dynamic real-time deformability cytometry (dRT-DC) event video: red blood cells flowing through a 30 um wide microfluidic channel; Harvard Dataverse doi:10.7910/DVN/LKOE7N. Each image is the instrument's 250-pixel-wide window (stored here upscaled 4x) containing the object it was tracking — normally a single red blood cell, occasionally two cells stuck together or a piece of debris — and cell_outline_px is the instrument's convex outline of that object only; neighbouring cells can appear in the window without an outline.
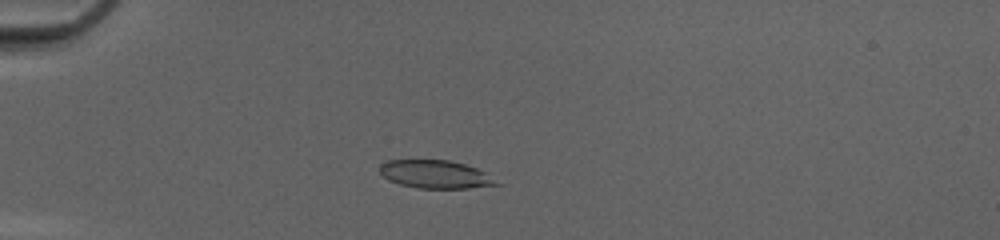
{"species": "common noctule bat (a hibernating species)", "species_latin": "Nyctalus noctula", "temperature_condition": "cold", "stored_images_in_passage": 47, "camera_frame_rate_fps": 3000, "um_per_image_px": 0.085, "animal": {"sex": "female", "body_mass_g": 20.0, "forearm_length_mm": 54.0}, "frame": {"image": 1, "passage_image": 12, "time_ms": 3.667, "image_size_px": [1000, 240], "cell_outline_px": [[504, 184], [468, 188], [416, 188], [400, 184], [388, 180], [380, 172], [380, 164], [388, 160], [448, 160], [464, 164], [476, 168], [484, 172]], "centroid_in_image_um": [37.02, 14.82], "position_along_channel_um": 48.0, "area_um2": 19.07}}
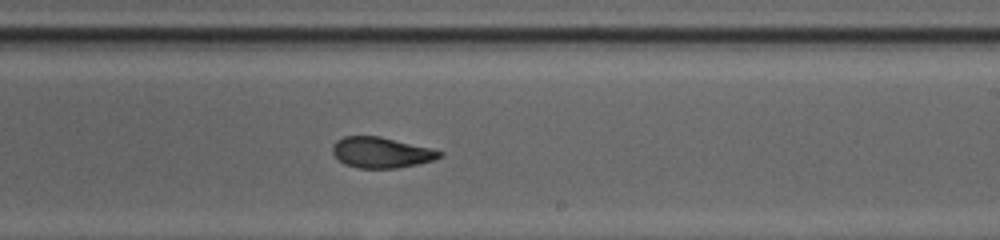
{"frame": {"image": 2, "passage_image": 29, "time_ms": 9.333, "image_size_px": [1000, 240], "cell_outline_px": [[444, 156], [432, 160], [416, 164], [396, 168], [356, 168], [344, 164], [332, 152], [332, 144], [336, 140], [344, 136], [380, 136], [432, 148], [444, 152]], "centroid_in_image_um": [32.41, 12.95], "position_along_channel_um": 256.6, "area_um2": 19.25}}
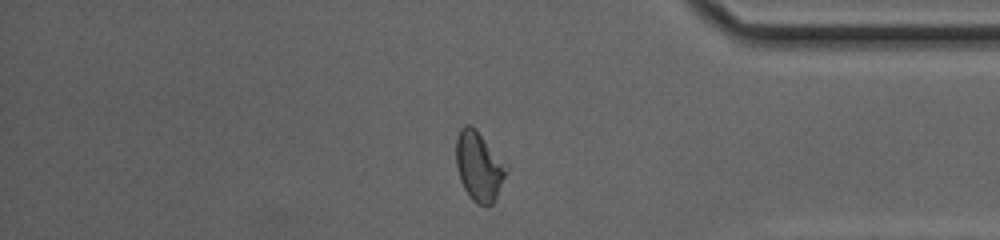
{"frame": {"image": 3, "passage_image": 40, "time_ms": 13.0, "image_size_px": [1000, 240], "cell_outline_px": [[508, 168], [496, 196], [492, 204], [488, 208], [476, 204], [468, 196], [460, 180], [456, 168], [456, 140], [460, 128], [464, 124], [468, 124], [476, 128], [508, 164]], "centroid_in_image_um": [40.71, 14.13], "position_along_channel_um": 394.5, "area_um2": 20.69}, "authors_computed_cell_mechanics": {"area_um2": 20.1144, "velocity_mm_per_s": 4.2087, "shape_relaxation_time_tau1_ms": 7.5063, "shape_relaxation_time_tau2_ms": 1.5622, "deformation_change_tau1": 0.211, "deformation_change_tau2": 0.074}}